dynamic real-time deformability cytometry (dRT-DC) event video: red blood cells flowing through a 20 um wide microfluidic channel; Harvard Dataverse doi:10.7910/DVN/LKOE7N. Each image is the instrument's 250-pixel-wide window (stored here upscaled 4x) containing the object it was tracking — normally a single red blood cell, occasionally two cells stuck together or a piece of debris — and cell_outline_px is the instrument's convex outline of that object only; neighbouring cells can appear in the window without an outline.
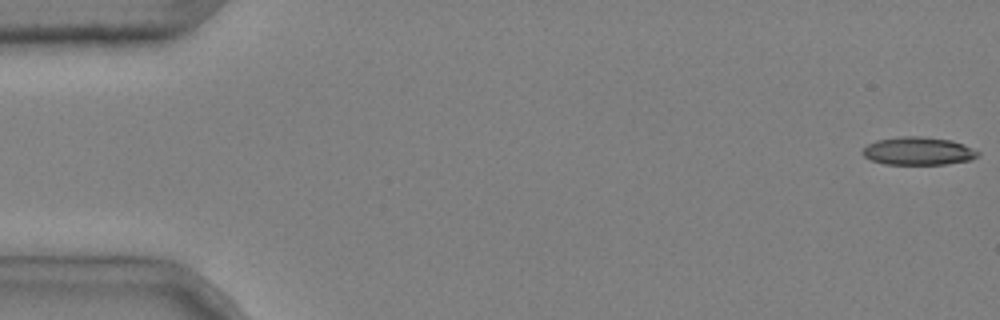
{"species": "common noctule bat (a hibernating species)", "species_latin": "Nyctalus noctula", "temperature_condition": "cold", "stored_images_in_passage": 5, "camera_frame_rate_fps": 3000, "um_per_image_px": 0.085, "animal": {"sex": "male", "body_mass_g": 20.4}, "frame": {"image": 1, "passage_image": 1, "time_ms": 0.0, "image_size_px": [1000, 320], "cell_outline_px": [[980, 152], [972, 160], [948, 164], [884, 164], [872, 160], [864, 156], [860, 152], [868, 144], [876, 140], [900, 136], [924, 136], [952, 140], [964, 144]], "centroid_in_image_um": [78.05, 12.83], "position_along_channel_um": 6.9, "area_um2": 18.96}}
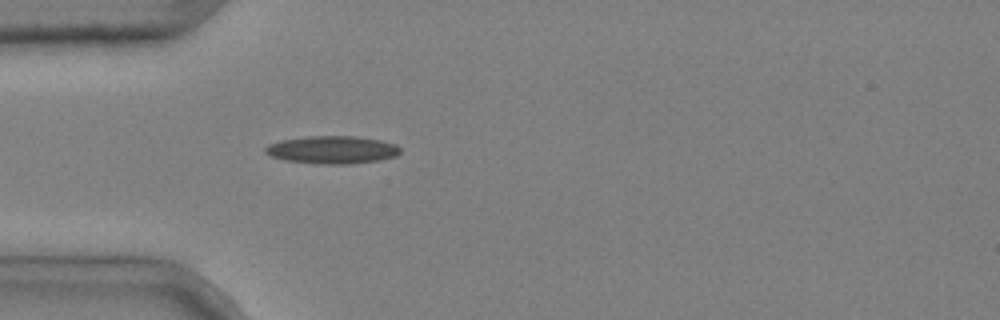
{"frame": {"image": 2, "passage_image": 5, "time_ms": 1.333, "image_size_px": [1000, 320], "cell_outline_px": [[400, 152], [396, 156], [380, 160], [348, 164], [324, 164], [284, 160], [272, 156], [264, 152], [264, 148], [268, 144], [284, 140], [308, 136], [356, 136], [380, 140], [396, 144], [400, 148]], "centroid_in_image_um": [28.26, 12.73], "position_along_channel_um": 56.7, "area_um2": 21.73}}